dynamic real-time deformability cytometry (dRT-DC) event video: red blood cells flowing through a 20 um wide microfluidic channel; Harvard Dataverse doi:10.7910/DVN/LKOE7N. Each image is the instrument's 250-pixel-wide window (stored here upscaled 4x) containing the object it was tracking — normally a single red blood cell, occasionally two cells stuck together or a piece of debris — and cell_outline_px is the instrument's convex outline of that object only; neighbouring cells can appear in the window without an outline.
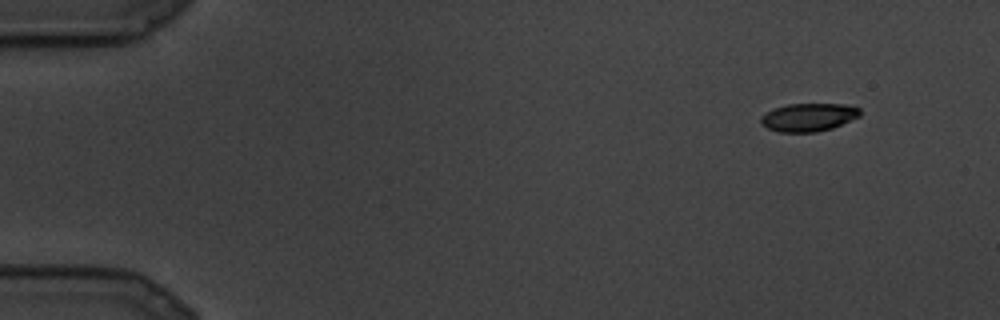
{"species": "common noctule bat (a hibernating species)", "species_latin": "Nyctalus noctula", "temperature_condition": "cold", "stored_images_in_passage": 14, "camera_frame_rate_fps": 3000, "um_per_image_px": 0.085, "animal": {"sex": "male", "body_mass_g": 19.5, "forearm_length_mm": 54.6}, "frame": {"image": 1, "passage_image": 1, "time_ms": 0.0, "image_size_px": [1000, 320], "cell_outline_px": [[860, 116], [832, 128], [816, 132], [780, 132], [768, 128], [760, 124], [760, 116], [764, 112], [788, 104], [844, 104], [860, 108]], "centroid_in_image_um": [68.69, 9.96], "position_along_channel_um": 16.3, "area_um2": 16.24}}
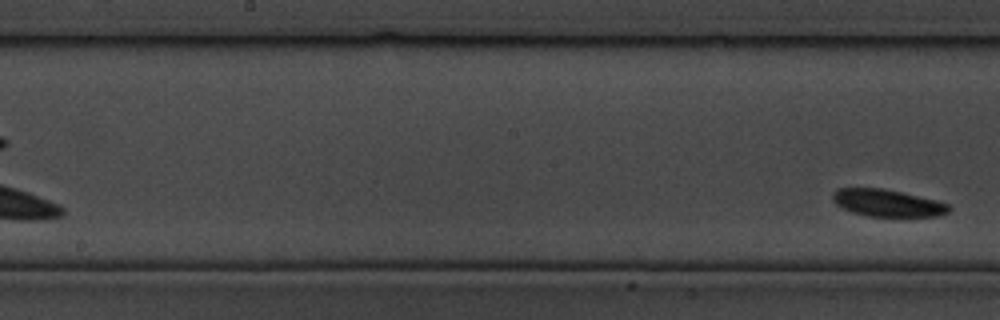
{"frame": {"image": 2, "passage_image": 14, "time_ms": 4.333, "image_size_px": [1000, 320], "cell_outline_px": [[952, 208], [948, 212], [936, 216], [864, 216], [840, 208], [832, 200], [832, 192], [836, 188], [884, 188], [904, 192], [936, 200], [948, 204]], "centroid_in_image_um": [75.38, 17.24], "position_along_channel_um": 172.8, "area_um2": 18.61}}